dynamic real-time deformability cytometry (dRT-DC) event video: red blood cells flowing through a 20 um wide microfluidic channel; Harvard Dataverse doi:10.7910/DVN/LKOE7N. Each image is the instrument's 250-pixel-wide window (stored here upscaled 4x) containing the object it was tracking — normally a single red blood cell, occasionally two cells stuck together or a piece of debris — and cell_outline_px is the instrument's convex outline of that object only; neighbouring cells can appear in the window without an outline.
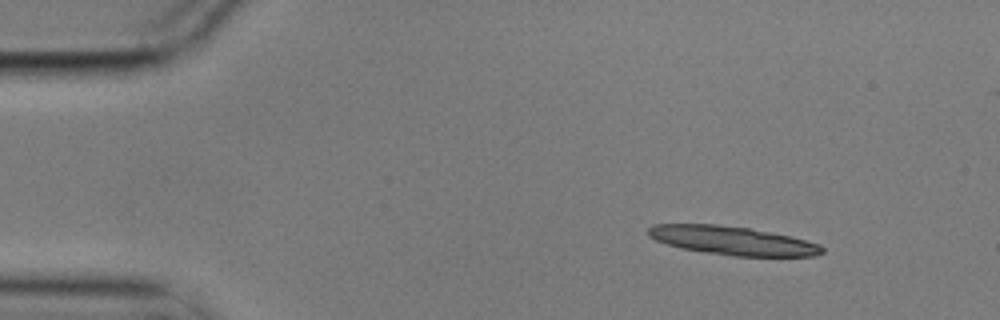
{"species": "common noctule bat (a hibernating species)", "species_latin": "Nyctalus noctula", "temperature_condition": "cold", "stored_images_in_passage": 7, "segment_of_instrument_passage": [1, 2], "camera_frame_rate_fps": 3000, "um_per_image_px": 0.085, "animal": {"sex": "male", "body_mass_g": 17.9}, "frame": {"image": 1, "passage_image": 1, "time_ms": 0.0, "image_size_px": [1000, 320], "cell_outline_px": [[824, 252], [816, 256], [732, 256], [704, 252], [680, 248], [656, 240], [648, 236], [648, 228], [652, 224], [716, 224], [748, 228], [792, 236], [820, 244], [824, 248]], "centroid_in_image_um": [62.27, 20.45], "position_along_channel_um": 22.7, "area_um2": 29.07}}